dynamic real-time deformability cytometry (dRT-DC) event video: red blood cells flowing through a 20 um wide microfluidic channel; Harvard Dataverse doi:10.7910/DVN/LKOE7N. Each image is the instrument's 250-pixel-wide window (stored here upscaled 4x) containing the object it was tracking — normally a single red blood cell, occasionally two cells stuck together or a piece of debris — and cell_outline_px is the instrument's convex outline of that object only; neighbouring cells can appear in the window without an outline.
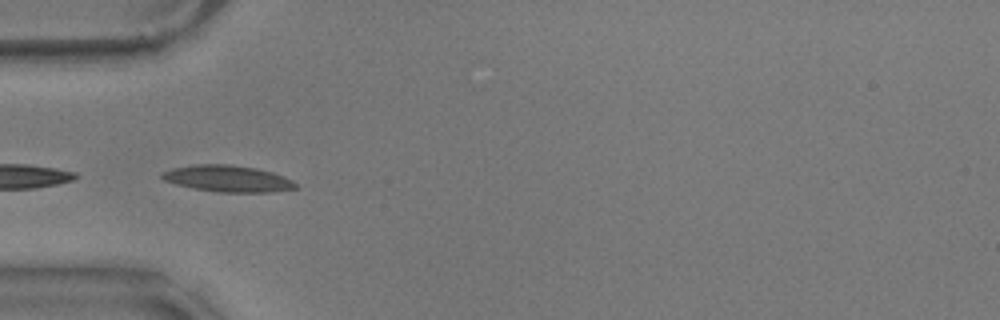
{"species": "common noctule bat (a hibernating species)", "species_latin": "Nyctalus noctula", "temperature_condition": "warm", "stored_images_in_passage": 57, "camera_frame_rate_fps": 3000, "um_per_image_px": 0.085, "animal": {"sex": "male", "body_mass_g": 17.9}, "frame": {"image": 1, "passage_image": 19, "time_ms": 6.0, "image_size_px": [1000, 320], "cell_outline_px": [[296, 188], [272, 192], [220, 192], [192, 188], [176, 184], [164, 180], [160, 176], [160, 172], [172, 168], [196, 164], [228, 164], [256, 168], [272, 172], [284, 176], [292, 180], [296, 184]], "centroid_in_image_um": [19.33, 15.18], "position_along_channel_um": 65.7, "area_um2": 20.63}, "authors_computed_cell_mechanics": {"area_um2": 17.629, "velocity_mm_per_s": 3.5308, "shape_relaxation_time_tau1_ms": 3.71, "shape_relaxation_time_tau2_ms": 2.9354, "deformation_change_tau1": 0.1516, "deformation_change_tau2": 0.08}}